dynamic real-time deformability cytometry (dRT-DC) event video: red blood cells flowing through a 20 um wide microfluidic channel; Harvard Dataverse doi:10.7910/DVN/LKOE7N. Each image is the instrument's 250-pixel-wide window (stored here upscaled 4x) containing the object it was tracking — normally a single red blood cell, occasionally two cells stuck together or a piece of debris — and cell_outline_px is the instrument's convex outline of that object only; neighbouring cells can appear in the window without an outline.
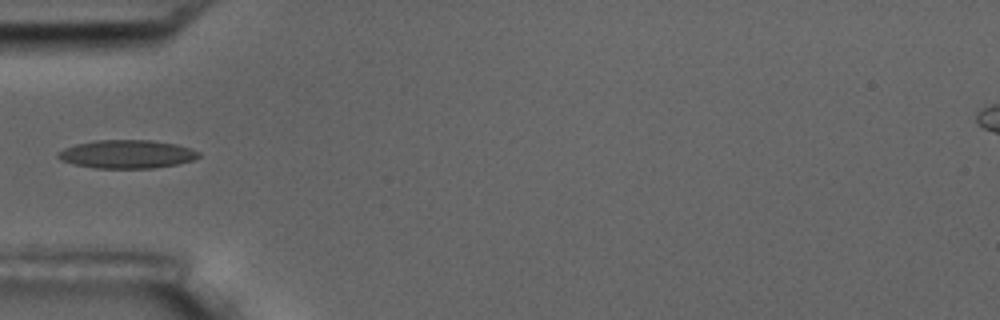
{"species": "common noctule bat (a hibernating species)", "species_latin": "Nyctalus noctula", "temperature_condition": "room temperature", "stored_images_in_passage": 5, "camera_frame_rate_fps": 3000, "um_per_image_px": 0.085, "animal": {"sex": "male", "body_mass_g": 17.5, "forearm_length_mm": 52.3}, "frame": {"image": 1, "passage_image": 5, "time_ms": 6.0, "image_size_px": [1000, 320], "cell_outline_px": [[200, 156], [192, 160], [176, 164], [152, 168], [96, 168], [76, 164], [60, 160], [56, 156], [56, 152], [64, 148], [76, 144], [96, 140], [152, 140], [176, 144], [200, 152]], "centroid_in_image_um": [10.76, 13.1], "position_along_channel_um": 74.2, "area_um2": 23.12}}